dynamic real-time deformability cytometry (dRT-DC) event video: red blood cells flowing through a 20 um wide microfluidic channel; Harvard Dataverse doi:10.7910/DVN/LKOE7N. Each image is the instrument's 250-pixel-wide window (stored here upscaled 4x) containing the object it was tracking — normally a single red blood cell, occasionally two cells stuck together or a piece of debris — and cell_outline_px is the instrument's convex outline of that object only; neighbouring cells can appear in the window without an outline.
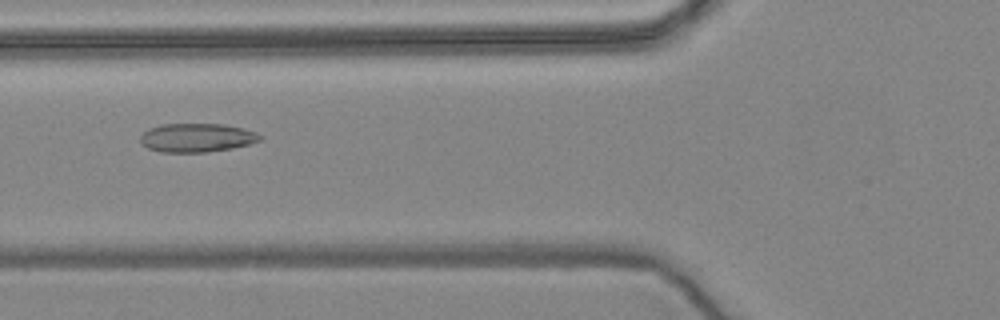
{"species": "common noctule bat (a hibernating species)", "species_latin": "Nyctalus noctula", "temperature_condition": "warm", "stored_images_in_passage": 57, "camera_frame_rate_fps": 3000, "um_per_image_px": 0.085, "animal": {"sex": "female", "body_mass_g": 24.6, "forearm_length_mm": 56.2}, "frame": {"image": 1, "passage_image": 22, "time_ms": 7.0, "image_size_px": [1000, 320], "cell_outline_px": [[264, 136], [260, 140], [248, 144], [232, 148], [208, 152], [160, 152], [148, 148], [140, 144], [140, 136], [148, 128], [160, 124], [224, 124], [244, 128], [256, 132]], "centroid_in_image_um": [16.71, 11.7], "position_along_channel_um": 109.1, "area_um2": 20.23}}
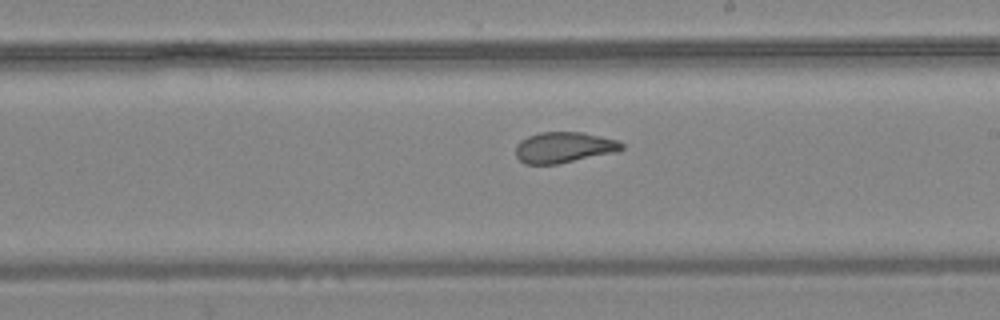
{"frame": {"image": 2, "passage_image": 33, "time_ms": 10.667, "image_size_px": [1000, 320], "cell_outline_px": [[624, 148], [620, 152], [556, 164], [524, 164], [516, 156], [516, 144], [520, 140], [528, 136], [540, 132], [584, 132], [616, 140], [624, 144]], "centroid_in_image_um": [47.95, 12.53], "position_along_channel_um": 241.0, "area_um2": 19.25}}
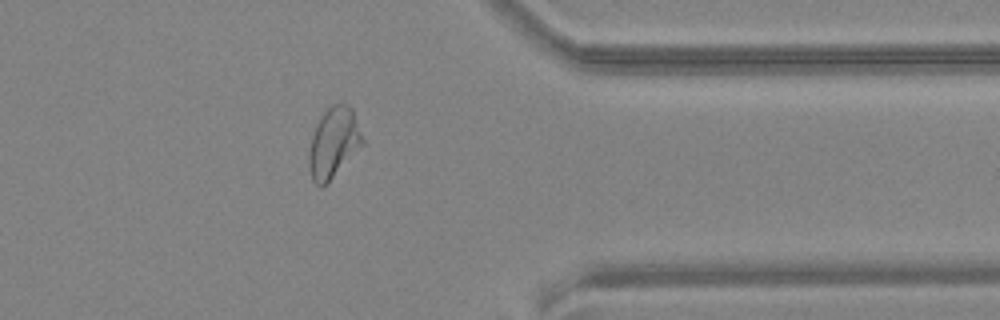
{"frame": {"image": 3, "passage_image": 46, "time_ms": 15.0, "image_size_px": [1000, 320], "cell_outline_px": [[364, 144], [328, 184], [320, 188], [312, 180], [308, 164], [308, 156], [312, 136], [316, 124], [324, 112], [332, 104], [348, 104], [352, 108], [364, 140]], "centroid_in_image_um": [28.36, 12.17], "position_along_channel_um": 383.0, "area_um2": 22.14}, "authors_computed_cell_mechanics": {"area_um2": 22.1374, "velocity_mm_per_s": 3.6007, "shape_relaxation_time_tau1_ms": null, "shape_relaxation_time_tau2_ms": 1.5496, "deformation_change_tau1": null, "deformation_change_tau2": 0.0888}}